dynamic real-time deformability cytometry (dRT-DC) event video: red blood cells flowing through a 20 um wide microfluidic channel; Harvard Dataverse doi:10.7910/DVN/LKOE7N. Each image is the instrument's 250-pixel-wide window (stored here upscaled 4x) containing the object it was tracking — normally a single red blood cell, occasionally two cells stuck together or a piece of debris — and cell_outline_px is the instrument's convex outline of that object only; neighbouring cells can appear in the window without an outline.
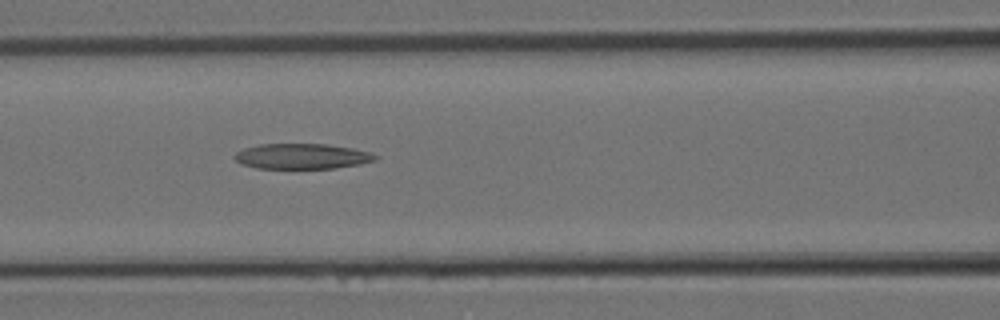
{"species": "Egyptian fruit bat (a non-hibernating species)", "species_latin": "Rousettus aegyptiacus", "temperature_condition": "room temperature", "stored_images_in_passage": 11, "camera_frame_rate_fps": 3000, "um_per_image_px": 0.085, "animal": {"sex": "female"}, "frame": {"image": 1, "passage_image": 11, "time_ms": 3.333, "image_size_px": [1000, 320], "cell_outline_px": [[380, 156], [376, 160], [360, 164], [336, 168], [256, 168], [240, 164], [232, 156], [236, 152], [244, 148], [260, 144], [328, 144], [352, 148], [368, 152]], "centroid_in_image_um": [25.65, 13.28], "position_along_channel_um": 140.9, "area_um2": 20.87}}